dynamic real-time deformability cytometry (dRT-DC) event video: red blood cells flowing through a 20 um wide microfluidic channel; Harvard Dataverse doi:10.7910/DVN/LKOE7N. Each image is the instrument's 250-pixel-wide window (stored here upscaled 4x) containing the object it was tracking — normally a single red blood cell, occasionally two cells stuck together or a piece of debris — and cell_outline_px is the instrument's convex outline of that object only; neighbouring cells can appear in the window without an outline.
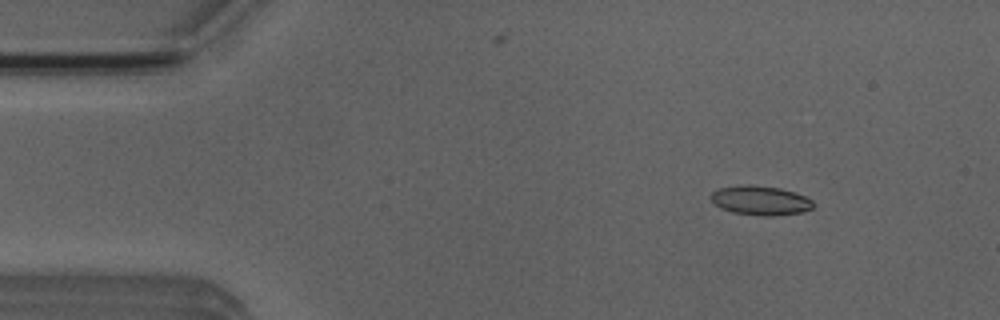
{"species": "Egyptian fruit bat (a non-hibernating species)", "species_latin": "Rousettus aegyptiacus", "temperature_condition": "room temperature", "stored_images_in_passage": 48, "camera_frame_rate_fps": 3000, "um_per_image_px": 0.085, "animal": {"sex": "male"}, "frame": {"image": 1, "passage_image": 3, "time_ms": 0.667, "image_size_px": [1000, 320], "cell_outline_px": [[812, 208], [804, 212], [772, 216], [764, 216], [732, 212], [720, 208], [712, 200], [712, 192], [720, 188], [748, 184], [780, 188], [804, 196], [812, 200]], "centroid_in_image_um": [64.64, 17.04], "position_along_channel_um": 20.4, "area_um2": 17.22}}
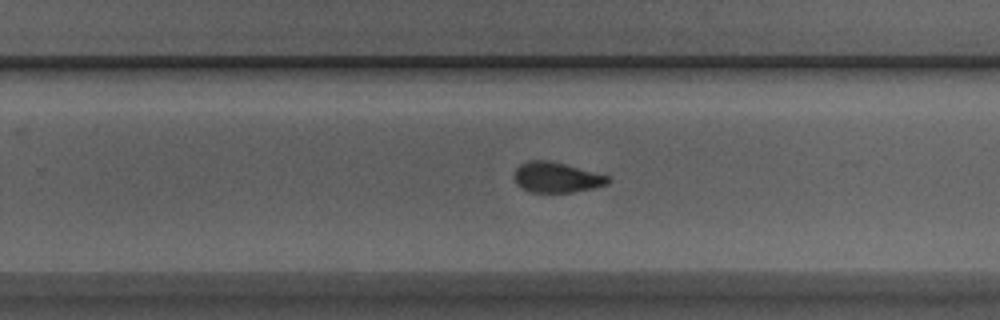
{"frame": {"image": 2, "passage_image": 29, "time_ms": 9.333, "image_size_px": [1000, 320], "cell_outline_px": [[612, 180], [608, 184], [592, 188], [572, 192], [528, 192], [520, 188], [516, 184], [512, 176], [516, 168], [520, 164], [528, 160], [548, 160], [564, 164], [608, 176]], "centroid_in_image_um": [47.24, 15.08], "position_along_channel_um": 282.6, "area_um2": 16.65}}
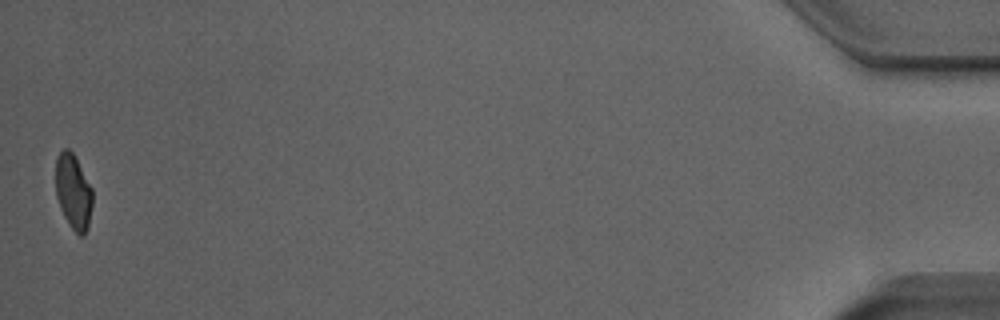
{"frame": {"image": 3, "passage_image": 48, "time_ms": 15.667, "image_size_px": [1000, 320], "cell_outline_px": [[92, 204], [88, 228], [84, 236], [80, 236], [68, 224], [60, 208], [56, 196], [56, 156], [64, 148], [68, 148], [72, 152], [92, 188]], "centroid_in_image_um": [6.23, 16.32], "position_along_channel_um": 429.0, "area_um2": 16.07}, "authors_computed_cell_mechanics": {"area_um2": 17.1666, "velocity_mm_per_s": 3.9272, "shape_relaxation_time_tau1_ms": 5.5393, "shape_relaxation_time_tau2_ms": 1.3748, "deformation_change_tau1": 0.1673, "deformation_change_tau2": 0.0735}}